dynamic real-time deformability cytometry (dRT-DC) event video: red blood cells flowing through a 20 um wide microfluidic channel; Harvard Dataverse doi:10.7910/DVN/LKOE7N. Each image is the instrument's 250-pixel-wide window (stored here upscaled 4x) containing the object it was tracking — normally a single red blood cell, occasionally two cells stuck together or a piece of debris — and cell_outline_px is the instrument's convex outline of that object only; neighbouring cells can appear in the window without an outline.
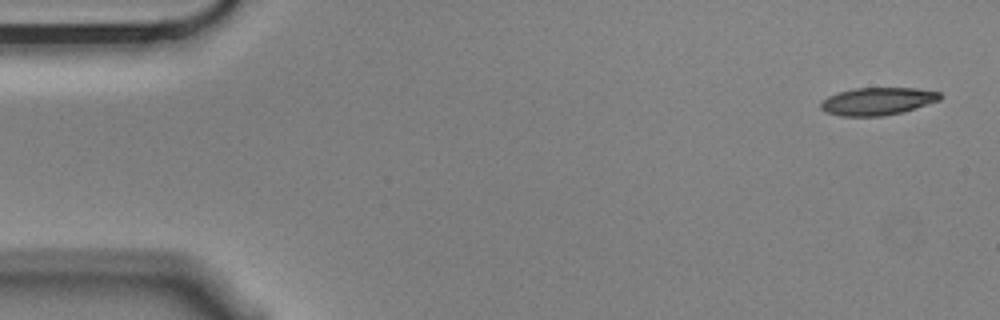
{"species": "Egyptian fruit bat (a non-hibernating species)", "species_latin": "Rousettus aegyptiacus", "temperature_condition": "cold", "stored_images_in_passage": 5, "camera_frame_rate_fps": 3000, "um_per_image_px": 0.085, "animal": {"sex": "male"}, "frame": {"image": 1, "passage_image": 1, "time_ms": 0.0, "image_size_px": [1000, 320], "cell_outline_px": [[940, 100], [904, 112], [884, 116], [840, 116], [824, 112], [820, 108], [820, 104], [828, 96], [840, 92], [856, 88], [916, 88], [940, 92]], "centroid_in_image_um": [74.59, 8.62], "position_along_channel_um": 10.4, "area_um2": 19.19}}
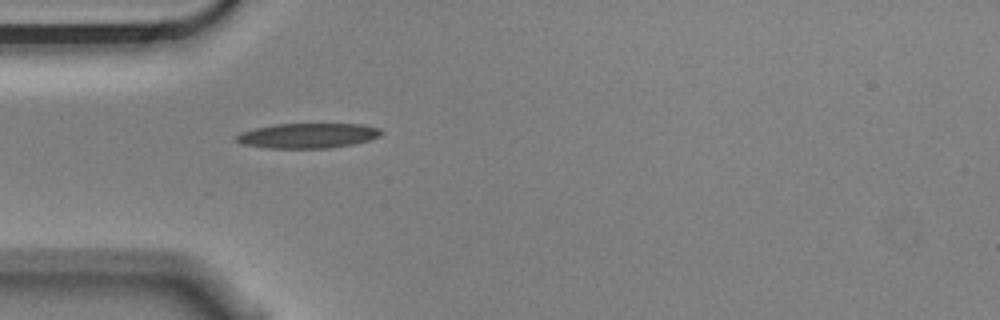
{"frame": {"image": 2, "passage_image": 5, "time_ms": 1.333, "image_size_px": [1000, 320], "cell_outline_px": [[384, 132], [380, 136], [368, 140], [352, 144], [328, 148], [264, 148], [244, 144], [236, 140], [236, 136], [240, 132], [256, 128], [276, 124], [360, 124], [380, 128]], "centroid_in_image_um": [26.18, 11.53], "position_along_channel_um": 58.8, "area_um2": 20.98}}